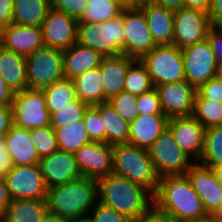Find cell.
<instances>
[{
	"instance_id": "6da1fadb",
	"label": "cell",
	"mask_w": 222,
	"mask_h": 222,
	"mask_svg": "<svg viewBox=\"0 0 222 222\" xmlns=\"http://www.w3.org/2000/svg\"><path fill=\"white\" fill-rule=\"evenodd\" d=\"M153 206L171 219L192 222H210L202 200L194 191L186 175L160 177Z\"/></svg>"
},
{
	"instance_id": "7a4b0ae2",
	"label": "cell",
	"mask_w": 222,
	"mask_h": 222,
	"mask_svg": "<svg viewBox=\"0 0 222 222\" xmlns=\"http://www.w3.org/2000/svg\"><path fill=\"white\" fill-rule=\"evenodd\" d=\"M48 211L70 221L85 219L98 202L96 179L81 176L48 189Z\"/></svg>"
},
{
	"instance_id": "3957f363",
	"label": "cell",
	"mask_w": 222,
	"mask_h": 222,
	"mask_svg": "<svg viewBox=\"0 0 222 222\" xmlns=\"http://www.w3.org/2000/svg\"><path fill=\"white\" fill-rule=\"evenodd\" d=\"M97 183L98 202L129 220L145 214L153 206V195L126 177L111 173L98 179Z\"/></svg>"
},
{
	"instance_id": "277c9868",
	"label": "cell",
	"mask_w": 222,
	"mask_h": 222,
	"mask_svg": "<svg viewBox=\"0 0 222 222\" xmlns=\"http://www.w3.org/2000/svg\"><path fill=\"white\" fill-rule=\"evenodd\" d=\"M112 173L143 186L152 195L157 192L160 176L146 149L130 143L112 145Z\"/></svg>"
},
{
	"instance_id": "5b68a950",
	"label": "cell",
	"mask_w": 222,
	"mask_h": 222,
	"mask_svg": "<svg viewBox=\"0 0 222 222\" xmlns=\"http://www.w3.org/2000/svg\"><path fill=\"white\" fill-rule=\"evenodd\" d=\"M76 42L103 57L125 54V32L121 16L94 23H77Z\"/></svg>"
},
{
	"instance_id": "8992f818",
	"label": "cell",
	"mask_w": 222,
	"mask_h": 222,
	"mask_svg": "<svg viewBox=\"0 0 222 222\" xmlns=\"http://www.w3.org/2000/svg\"><path fill=\"white\" fill-rule=\"evenodd\" d=\"M25 57L29 89L42 90L65 78L63 51L44 46Z\"/></svg>"
},
{
	"instance_id": "52a82bcc",
	"label": "cell",
	"mask_w": 222,
	"mask_h": 222,
	"mask_svg": "<svg viewBox=\"0 0 222 222\" xmlns=\"http://www.w3.org/2000/svg\"><path fill=\"white\" fill-rule=\"evenodd\" d=\"M141 62L155 86L185 80L182 51L176 45H157Z\"/></svg>"
},
{
	"instance_id": "ba28073f",
	"label": "cell",
	"mask_w": 222,
	"mask_h": 222,
	"mask_svg": "<svg viewBox=\"0 0 222 222\" xmlns=\"http://www.w3.org/2000/svg\"><path fill=\"white\" fill-rule=\"evenodd\" d=\"M11 107L13 124L17 127L35 129L50 126L51 114L43 90L27 88L15 92Z\"/></svg>"
},
{
	"instance_id": "9c48e42d",
	"label": "cell",
	"mask_w": 222,
	"mask_h": 222,
	"mask_svg": "<svg viewBox=\"0 0 222 222\" xmlns=\"http://www.w3.org/2000/svg\"><path fill=\"white\" fill-rule=\"evenodd\" d=\"M148 152L160 177L185 175L196 162L177 145L168 129L154 141Z\"/></svg>"
},
{
	"instance_id": "30bf717a",
	"label": "cell",
	"mask_w": 222,
	"mask_h": 222,
	"mask_svg": "<svg viewBox=\"0 0 222 222\" xmlns=\"http://www.w3.org/2000/svg\"><path fill=\"white\" fill-rule=\"evenodd\" d=\"M4 177L11 199L47 200L48 189L39 164L13 165Z\"/></svg>"
},
{
	"instance_id": "8fae6325",
	"label": "cell",
	"mask_w": 222,
	"mask_h": 222,
	"mask_svg": "<svg viewBox=\"0 0 222 222\" xmlns=\"http://www.w3.org/2000/svg\"><path fill=\"white\" fill-rule=\"evenodd\" d=\"M185 80L196 89L215 77L217 61L208 39L181 49Z\"/></svg>"
},
{
	"instance_id": "7c38bea8",
	"label": "cell",
	"mask_w": 222,
	"mask_h": 222,
	"mask_svg": "<svg viewBox=\"0 0 222 222\" xmlns=\"http://www.w3.org/2000/svg\"><path fill=\"white\" fill-rule=\"evenodd\" d=\"M212 27L208 14L200 9L182 7L174 11L173 44L179 49L207 39Z\"/></svg>"
},
{
	"instance_id": "4fadbf2b",
	"label": "cell",
	"mask_w": 222,
	"mask_h": 222,
	"mask_svg": "<svg viewBox=\"0 0 222 222\" xmlns=\"http://www.w3.org/2000/svg\"><path fill=\"white\" fill-rule=\"evenodd\" d=\"M122 25L125 32V54L128 57L140 60L157 46L140 8H124Z\"/></svg>"
},
{
	"instance_id": "5bb4252c",
	"label": "cell",
	"mask_w": 222,
	"mask_h": 222,
	"mask_svg": "<svg viewBox=\"0 0 222 222\" xmlns=\"http://www.w3.org/2000/svg\"><path fill=\"white\" fill-rule=\"evenodd\" d=\"M185 175L201 198L205 211L211 217L222 202V184L216 170L195 162Z\"/></svg>"
},
{
	"instance_id": "9a60e30c",
	"label": "cell",
	"mask_w": 222,
	"mask_h": 222,
	"mask_svg": "<svg viewBox=\"0 0 222 222\" xmlns=\"http://www.w3.org/2000/svg\"><path fill=\"white\" fill-rule=\"evenodd\" d=\"M77 20L65 12L50 8L41 28L44 46L67 50L76 43Z\"/></svg>"
},
{
	"instance_id": "2e32d148",
	"label": "cell",
	"mask_w": 222,
	"mask_h": 222,
	"mask_svg": "<svg viewBox=\"0 0 222 222\" xmlns=\"http://www.w3.org/2000/svg\"><path fill=\"white\" fill-rule=\"evenodd\" d=\"M167 129L177 145L198 162L204 150L206 128L192 115L169 118Z\"/></svg>"
},
{
	"instance_id": "e0dca14e",
	"label": "cell",
	"mask_w": 222,
	"mask_h": 222,
	"mask_svg": "<svg viewBox=\"0 0 222 222\" xmlns=\"http://www.w3.org/2000/svg\"><path fill=\"white\" fill-rule=\"evenodd\" d=\"M164 114L168 117L192 116L196 88L186 80L155 86Z\"/></svg>"
},
{
	"instance_id": "ac0fdd59",
	"label": "cell",
	"mask_w": 222,
	"mask_h": 222,
	"mask_svg": "<svg viewBox=\"0 0 222 222\" xmlns=\"http://www.w3.org/2000/svg\"><path fill=\"white\" fill-rule=\"evenodd\" d=\"M77 167L82 176L100 179L112 173V145L90 142L75 154Z\"/></svg>"
},
{
	"instance_id": "d6986e66",
	"label": "cell",
	"mask_w": 222,
	"mask_h": 222,
	"mask_svg": "<svg viewBox=\"0 0 222 222\" xmlns=\"http://www.w3.org/2000/svg\"><path fill=\"white\" fill-rule=\"evenodd\" d=\"M39 166L47 189L64 185L82 176L73 153L58 150L41 158Z\"/></svg>"
},
{
	"instance_id": "ffe728a7",
	"label": "cell",
	"mask_w": 222,
	"mask_h": 222,
	"mask_svg": "<svg viewBox=\"0 0 222 222\" xmlns=\"http://www.w3.org/2000/svg\"><path fill=\"white\" fill-rule=\"evenodd\" d=\"M0 45L22 55L44 47L41 26L10 24L0 30Z\"/></svg>"
},
{
	"instance_id": "44dd1931",
	"label": "cell",
	"mask_w": 222,
	"mask_h": 222,
	"mask_svg": "<svg viewBox=\"0 0 222 222\" xmlns=\"http://www.w3.org/2000/svg\"><path fill=\"white\" fill-rule=\"evenodd\" d=\"M146 17L147 25L156 45L173 44L174 11L145 1L140 7Z\"/></svg>"
},
{
	"instance_id": "7402d4cb",
	"label": "cell",
	"mask_w": 222,
	"mask_h": 222,
	"mask_svg": "<svg viewBox=\"0 0 222 222\" xmlns=\"http://www.w3.org/2000/svg\"><path fill=\"white\" fill-rule=\"evenodd\" d=\"M169 118L165 114L138 115L131 123L128 143L148 150L167 130Z\"/></svg>"
},
{
	"instance_id": "603a6c76",
	"label": "cell",
	"mask_w": 222,
	"mask_h": 222,
	"mask_svg": "<svg viewBox=\"0 0 222 222\" xmlns=\"http://www.w3.org/2000/svg\"><path fill=\"white\" fill-rule=\"evenodd\" d=\"M4 137L7 152L13 165L29 166L39 164L41 157L31 141L30 129L20 128L13 124Z\"/></svg>"
},
{
	"instance_id": "cb8c5ba5",
	"label": "cell",
	"mask_w": 222,
	"mask_h": 222,
	"mask_svg": "<svg viewBox=\"0 0 222 222\" xmlns=\"http://www.w3.org/2000/svg\"><path fill=\"white\" fill-rule=\"evenodd\" d=\"M134 60L126 54L103 57L99 69L103 77L104 103L123 91L128 67Z\"/></svg>"
},
{
	"instance_id": "d4e9b609",
	"label": "cell",
	"mask_w": 222,
	"mask_h": 222,
	"mask_svg": "<svg viewBox=\"0 0 222 222\" xmlns=\"http://www.w3.org/2000/svg\"><path fill=\"white\" fill-rule=\"evenodd\" d=\"M102 59L98 51L76 42L63 51L64 77L73 80L87 70L99 68Z\"/></svg>"
},
{
	"instance_id": "484cf974",
	"label": "cell",
	"mask_w": 222,
	"mask_h": 222,
	"mask_svg": "<svg viewBox=\"0 0 222 222\" xmlns=\"http://www.w3.org/2000/svg\"><path fill=\"white\" fill-rule=\"evenodd\" d=\"M0 74L14 92L28 88L26 57L0 45Z\"/></svg>"
},
{
	"instance_id": "4316f807",
	"label": "cell",
	"mask_w": 222,
	"mask_h": 222,
	"mask_svg": "<svg viewBox=\"0 0 222 222\" xmlns=\"http://www.w3.org/2000/svg\"><path fill=\"white\" fill-rule=\"evenodd\" d=\"M48 211L47 201L11 199L2 213L3 222H41Z\"/></svg>"
},
{
	"instance_id": "83f0119b",
	"label": "cell",
	"mask_w": 222,
	"mask_h": 222,
	"mask_svg": "<svg viewBox=\"0 0 222 222\" xmlns=\"http://www.w3.org/2000/svg\"><path fill=\"white\" fill-rule=\"evenodd\" d=\"M51 7V0H13L12 23L41 26Z\"/></svg>"
},
{
	"instance_id": "f1b7e54d",
	"label": "cell",
	"mask_w": 222,
	"mask_h": 222,
	"mask_svg": "<svg viewBox=\"0 0 222 222\" xmlns=\"http://www.w3.org/2000/svg\"><path fill=\"white\" fill-rule=\"evenodd\" d=\"M103 77L99 68L87 70L73 79L77 98L90 106L104 103Z\"/></svg>"
},
{
	"instance_id": "f546056e",
	"label": "cell",
	"mask_w": 222,
	"mask_h": 222,
	"mask_svg": "<svg viewBox=\"0 0 222 222\" xmlns=\"http://www.w3.org/2000/svg\"><path fill=\"white\" fill-rule=\"evenodd\" d=\"M101 114L105 128V143H128L130 123L123 119L108 102L94 105Z\"/></svg>"
},
{
	"instance_id": "4dcf8cb0",
	"label": "cell",
	"mask_w": 222,
	"mask_h": 222,
	"mask_svg": "<svg viewBox=\"0 0 222 222\" xmlns=\"http://www.w3.org/2000/svg\"><path fill=\"white\" fill-rule=\"evenodd\" d=\"M123 10L117 0H89L77 23L98 24L121 16Z\"/></svg>"
},
{
	"instance_id": "1f68e13d",
	"label": "cell",
	"mask_w": 222,
	"mask_h": 222,
	"mask_svg": "<svg viewBox=\"0 0 222 222\" xmlns=\"http://www.w3.org/2000/svg\"><path fill=\"white\" fill-rule=\"evenodd\" d=\"M42 90L50 114L57 112L58 108H62L78 99L75 92L74 82L71 79L64 78Z\"/></svg>"
},
{
	"instance_id": "d6a6232c",
	"label": "cell",
	"mask_w": 222,
	"mask_h": 222,
	"mask_svg": "<svg viewBox=\"0 0 222 222\" xmlns=\"http://www.w3.org/2000/svg\"><path fill=\"white\" fill-rule=\"evenodd\" d=\"M59 151L75 154L82 146L90 143L83 121L54 130Z\"/></svg>"
},
{
	"instance_id": "836d02e7",
	"label": "cell",
	"mask_w": 222,
	"mask_h": 222,
	"mask_svg": "<svg viewBox=\"0 0 222 222\" xmlns=\"http://www.w3.org/2000/svg\"><path fill=\"white\" fill-rule=\"evenodd\" d=\"M198 163L214 169L222 167V125L206 129L204 150Z\"/></svg>"
},
{
	"instance_id": "e575fe53",
	"label": "cell",
	"mask_w": 222,
	"mask_h": 222,
	"mask_svg": "<svg viewBox=\"0 0 222 222\" xmlns=\"http://www.w3.org/2000/svg\"><path fill=\"white\" fill-rule=\"evenodd\" d=\"M153 88L146 66L141 60L135 59L128 67L123 91L139 96Z\"/></svg>"
},
{
	"instance_id": "d590c367",
	"label": "cell",
	"mask_w": 222,
	"mask_h": 222,
	"mask_svg": "<svg viewBox=\"0 0 222 222\" xmlns=\"http://www.w3.org/2000/svg\"><path fill=\"white\" fill-rule=\"evenodd\" d=\"M89 106L87 103L77 99L62 108H58L57 112L51 113L50 126L55 130L83 121L84 114Z\"/></svg>"
},
{
	"instance_id": "8d00e7d4",
	"label": "cell",
	"mask_w": 222,
	"mask_h": 222,
	"mask_svg": "<svg viewBox=\"0 0 222 222\" xmlns=\"http://www.w3.org/2000/svg\"><path fill=\"white\" fill-rule=\"evenodd\" d=\"M193 116L206 129L222 125V104L203 99L196 93Z\"/></svg>"
},
{
	"instance_id": "74e56055",
	"label": "cell",
	"mask_w": 222,
	"mask_h": 222,
	"mask_svg": "<svg viewBox=\"0 0 222 222\" xmlns=\"http://www.w3.org/2000/svg\"><path fill=\"white\" fill-rule=\"evenodd\" d=\"M31 141L41 158L59 150L55 131L51 126L30 129Z\"/></svg>"
},
{
	"instance_id": "f35d334b",
	"label": "cell",
	"mask_w": 222,
	"mask_h": 222,
	"mask_svg": "<svg viewBox=\"0 0 222 222\" xmlns=\"http://www.w3.org/2000/svg\"><path fill=\"white\" fill-rule=\"evenodd\" d=\"M107 102L129 123L138 116L137 96L135 95L121 91L118 95L111 97Z\"/></svg>"
},
{
	"instance_id": "ab89813d",
	"label": "cell",
	"mask_w": 222,
	"mask_h": 222,
	"mask_svg": "<svg viewBox=\"0 0 222 222\" xmlns=\"http://www.w3.org/2000/svg\"><path fill=\"white\" fill-rule=\"evenodd\" d=\"M83 122L90 142L105 143V128L101 114L94 105L87 108Z\"/></svg>"
},
{
	"instance_id": "60d3db41",
	"label": "cell",
	"mask_w": 222,
	"mask_h": 222,
	"mask_svg": "<svg viewBox=\"0 0 222 222\" xmlns=\"http://www.w3.org/2000/svg\"><path fill=\"white\" fill-rule=\"evenodd\" d=\"M138 115L164 114L156 88L137 96Z\"/></svg>"
},
{
	"instance_id": "b9f144b4",
	"label": "cell",
	"mask_w": 222,
	"mask_h": 222,
	"mask_svg": "<svg viewBox=\"0 0 222 222\" xmlns=\"http://www.w3.org/2000/svg\"><path fill=\"white\" fill-rule=\"evenodd\" d=\"M87 218L90 222H129V219L124 215L100 202L96 203Z\"/></svg>"
},
{
	"instance_id": "7bdbcfd3",
	"label": "cell",
	"mask_w": 222,
	"mask_h": 222,
	"mask_svg": "<svg viewBox=\"0 0 222 222\" xmlns=\"http://www.w3.org/2000/svg\"><path fill=\"white\" fill-rule=\"evenodd\" d=\"M203 99L222 104V80L214 77L196 89Z\"/></svg>"
},
{
	"instance_id": "ee69618b",
	"label": "cell",
	"mask_w": 222,
	"mask_h": 222,
	"mask_svg": "<svg viewBox=\"0 0 222 222\" xmlns=\"http://www.w3.org/2000/svg\"><path fill=\"white\" fill-rule=\"evenodd\" d=\"M89 0H51L52 7L78 20Z\"/></svg>"
},
{
	"instance_id": "f6af8a7d",
	"label": "cell",
	"mask_w": 222,
	"mask_h": 222,
	"mask_svg": "<svg viewBox=\"0 0 222 222\" xmlns=\"http://www.w3.org/2000/svg\"><path fill=\"white\" fill-rule=\"evenodd\" d=\"M207 39L213 49L217 63L222 62V27L212 26Z\"/></svg>"
},
{
	"instance_id": "bcb514c9",
	"label": "cell",
	"mask_w": 222,
	"mask_h": 222,
	"mask_svg": "<svg viewBox=\"0 0 222 222\" xmlns=\"http://www.w3.org/2000/svg\"><path fill=\"white\" fill-rule=\"evenodd\" d=\"M170 217L152 206L145 214L129 220V222H170Z\"/></svg>"
},
{
	"instance_id": "7dc6e473",
	"label": "cell",
	"mask_w": 222,
	"mask_h": 222,
	"mask_svg": "<svg viewBox=\"0 0 222 222\" xmlns=\"http://www.w3.org/2000/svg\"><path fill=\"white\" fill-rule=\"evenodd\" d=\"M12 125V107L0 104V137L4 136Z\"/></svg>"
},
{
	"instance_id": "c3c4849f",
	"label": "cell",
	"mask_w": 222,
	"mask_h": 222,
	"mask_svg": "<svg viewBox=\"0 0 222 222\" xmlns=\"http://www.w3.org/2000/svg\"><path fill=\"white\" fill-rule=\"evenodd\" d=\"M13 0H0V30L12 24Z\"/></svg>"
},
{
	"instance_id": "681fc988",
	"label": "cell",
	"mask_w": 222,
	"mask_h": 222,
	"mask_svg": "<svg viewBox=\"0 0 222 222\" xmlns=\"http://www.w3.org/2000/svg\"><path fill=\"white\" fill-rule=\"evenodd\" d=\"M6 147V139L2 136L0 137V177H4L13 166Z\"/></svg>"
},
{
	"instance_id": "f907efd6",
	"label": "cell",
	"mask_w": 222,
	"mask_h": 222,
	"mask_svg": "<svg viewBox=\"0 0 222 222\" xmlns=\"http://www.w3.org/2000/svg\"><path fill=\"white\" fill-rule=\"evenodd\" d=\"M207 14L212 26L222 27V0H212Z\"/></svg>"
},
{
	"instance_id": "816d5d0a",
	"label": "cell",
	"mask_w": 222,
	"mask_h": 222,
	"mask_svg": "<svg viewBox=\"0 0 222 222\" xmlns=\"http://www.w3.org/2000/svg\"><path fill=\"white\" fill-rule=\"evenodd\" d=\"M15 92L7 86L3 76L0 74V104L12 106Z\"/></svg>"
},
{
	"instance_id": "f5cc1de1",
	"label": "cell",
	"mask_w": 222,
	"mask_h": 222,
	"mask_svg": "<svg viewBox=\"0 0 222 222\" xmlns=\"http://www.w3.org/2000/svg\"><path fill=\"white\" fill-rule=\"evenodd\" d=\"M11 202L5 177H0V212L3 213Z\"/></svg>"
},
{
	"instance_id": "db71d44e",
	"label": "cell",
	"mask_w": 222,
	"mask_h": 222,
	"mask_svg": "<svg viewBox=\"0 0 222 222\" xmlns=\"http://www.w3.org/2000/svg\"><path fill=\"white\" fill-rule=\"evenodd\" d=\"M152 1L172 11H177L180 10L182 7H185V0H152Z\"/></svg>"
},
{
	"instance_id": "11a10c76",
	"label": "cell",
	"mask_w": 222,
	"mask_h": 222,
	"mask_svg": "<svg viewBox=\"0 0 222 222\" xmlns=\"http://www.w3.org/2000/svg\"><path fill=\"white\" fill-rule=\"evenodd\" d=\"M212 0H185V7L200 9L208 12Z\"/></svg>"
},
{
	"instance_id": "9f6ffc18",
	"label": "cell",
	"mask_w": 222,
	"mask_h": 222,
	"mask_svg": "<svg viewBox=\"0 0 222 222\" xmlns=\"http://www.w3.org/2000/svg\"><path fill=\"white\" fill-rule=\"evenodd\" d=\"M124 8H139L147 0H117Z\"/></svg>"
},
{
	"instance_id": "6f0895ef",
	"label": "cell",
	"mask_w": 222,
	"mask_h": 222,
	"mask_svg": "<svg viewBox=\"0 0 222 222\" xmlns=\"http://www.w3.org/2000/svg\"><path fill=\"white\" fill-rule=\"evenodd\" d=\"M41 222H69V221L59 217L56 214L47 211L45 215L42 217Z\"/></svg>"
},
{
	"instance_id": "680465c9",
	"label": "cell",
	"mask_w": 222,
	"mask_h": 222,
	"mask_svg": "<svg viewBox=\"0 0 222 222\" xmlns=\"http://www.w3.org/2000/svg\"><path fill=\"white\" fill-rule=\"evenodd\" d=\"M210 222H222V202L218 210L211 216Z\"/></svg>"
},
{
	"instance_id": "91938a15",
	"label": "cell",
	"mask_w": 222,
	"mask_h": 222,
	"mask_svg": "<svg viewBox=\"0 0 222 222\" xmlns=\"http://www.w3.org/2000/svg\"><path fill=\"white\" fill-rule=\"evenodd\" d=\"M215 77L222 80V62L217 63V70H216Z\"/></svg>"
},
{
	"instance_id": "94428289",
	"label": "cell",
	"mask_w": 222,
	"mask_h": 222,
	"mask_svg": "<svg viewBox=\"0 0 222 222\" xmlns=\"http://www.w3.org/2000/svg\"><path fill=\"white\" fill-rule=\"evenodd\" d=\"M217 174H218V177H219V180H220V183L222 184V167L218 168V169H215Z\"/></svg>"
},
{
	"instance_id": "6125c7cd",
	"label": "cell",
	"mask_w": 222,
	"mask_h": 222,
	"mask_svg": "<svg viewBox=\"0 0 222 222\" xmlns=\"http://www.w3.org/2000/svg\"><path fill=\"white\" fill-rule=\"evenodd\" d=\"M70 222H90V221L88 220V218H85V219H77V220L70 221Z\"/></svg>"
},
{
	"instance_id": "be15d7a7",
	"label": "cell",
	"mask_w": 222,
	"mask_h": 222,
	"mask_svg": "<svg viewBox=\"0 0 222 222\" xmlns=\"http://www.w3.org/2000/svg\"><path fill=\"white\" fill-rule=\"evenodd\" d=\"M170 222H192V221H180V220L170 219Z\"/></svg>"
},
{
	"instance_id": "e7e4bbea",
	"label": "cell",
	"mask_w": 222,
	"mask_h": 222,
	"mask_svg": "<svg viewBox=\"0 0 222 222\" xmlns=\"http://www.w3.org/2000/svg\"><path fill=\"white\" fill-rule=\"evenodd\" d=\"M2 221V213L0 212V222Z\"/></svg>"
}]
</instances>
